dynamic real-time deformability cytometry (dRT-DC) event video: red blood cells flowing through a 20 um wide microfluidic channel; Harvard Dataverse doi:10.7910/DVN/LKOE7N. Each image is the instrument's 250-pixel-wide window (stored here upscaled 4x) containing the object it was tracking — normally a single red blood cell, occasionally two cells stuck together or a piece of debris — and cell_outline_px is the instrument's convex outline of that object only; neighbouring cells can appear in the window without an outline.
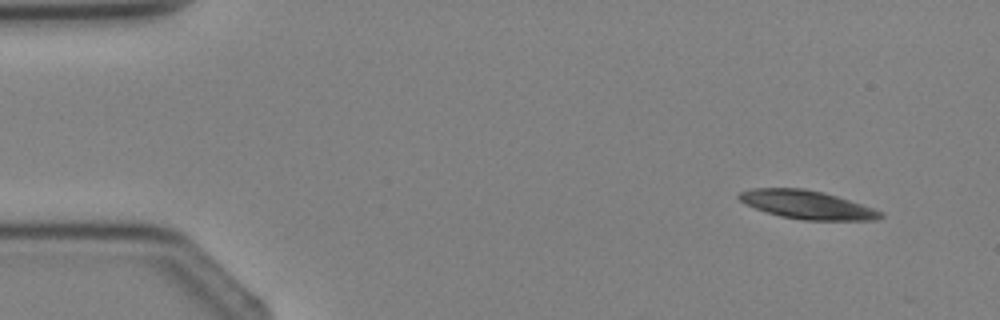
{"species": "Egyptian fruit bat (a non-hibernating species)", "species_latin": "Rousettus aegyptiacus", "temperature_condition": "cold", "stored_images_in_passage": 4, "segment_of_instrument_passage": [2, 2], "camera_frame_rate_fps": 3000, "um_per_image_px": 0.085, "animal": {"sex": "female"}, "frame": {"image": 1, "passage_image": 4, "time_ms": 3.667, "image_size_px": [1000, 320], "cell_outline_px": [[884, 216], [880, 220], [804, 220], [780, 216], [744, 204], [736, 196], [740, 192], [748, 188], [804, 188], [824, 192], [884, 212]], "centroid_in_image_um": [68.58, 17.4], "position_along_channel_um": 16.4, "area_um2": 23.41}}